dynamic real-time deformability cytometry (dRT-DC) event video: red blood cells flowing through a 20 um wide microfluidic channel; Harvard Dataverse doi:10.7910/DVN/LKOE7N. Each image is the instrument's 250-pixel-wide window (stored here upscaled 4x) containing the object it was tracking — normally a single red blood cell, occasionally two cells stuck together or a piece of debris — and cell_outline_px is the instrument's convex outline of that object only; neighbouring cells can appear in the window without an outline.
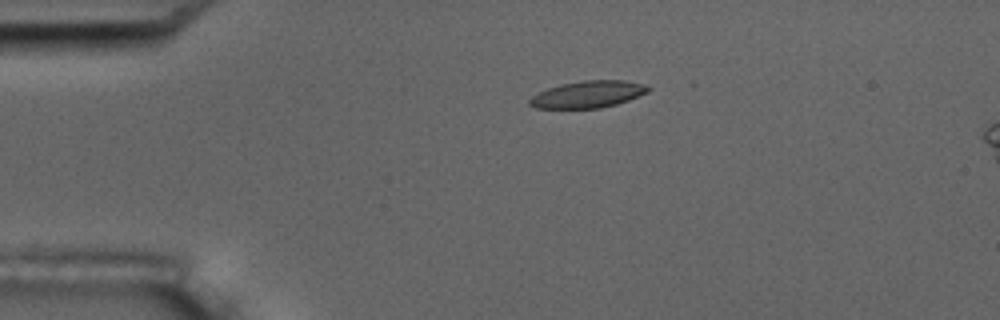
{"species": "common noctule bat (a hibernating species)", "species_latin": "Nyctalus noctula", "temperature_condition": "room temperature", "stored_images_in_passage": 2, "camera_frame_rate_fps": 3000, "um_per_image_px": 0.085, "animal": {"sex": "male", "body_mass_g": 17.5, "forearm_length_mm": 52.3}, "frame": {"image": 1, "passage_image": 1, "time_ms": 0.0, "image_size_px": [1000, 320], "cell_outline_px": [[652, 88], [648, 92], [628, 100], [616, 104], [600, 108], [536, 108], [528, 104], [528, 100], [532, 96], [548, 88], [560, 84], [580, 80], [624, 80], [644, 84]], "centroid_in_image_um": [49.98, 8.01], "position_along_channel_um": 35.0, "area_um2": 18.61}}